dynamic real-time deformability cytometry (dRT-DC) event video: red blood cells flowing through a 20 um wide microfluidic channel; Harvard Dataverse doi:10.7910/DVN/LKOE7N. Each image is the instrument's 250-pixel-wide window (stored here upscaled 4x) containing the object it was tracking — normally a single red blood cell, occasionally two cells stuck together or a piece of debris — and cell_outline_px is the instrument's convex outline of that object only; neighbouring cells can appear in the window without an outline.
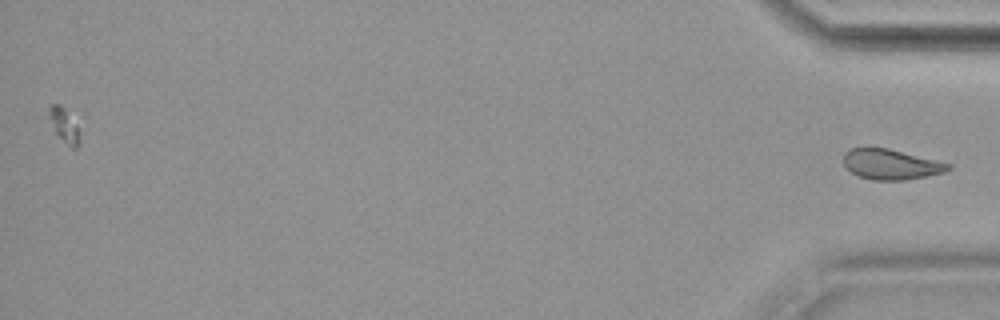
{"species": "common noctule bat (a hibernating species)", "species_latin": "Nyctalus noctula", "temperature_condition": "cold", "stored_images_in_passage": 41, "segment_of_instrument_passage": [2, 2], "camera_frame_rate_fps": 3000, "um_per_image_px": 0.085, "animal": {"sex": "female", "body_mass_g": 19.9}, "frame": {"image": 1, "passage_image": 41, "time_ms": 13.333, "image_size_px": [1000, 320], "cell_outline_px": [[952, 168], [944, 172], [928, 176], [904, 180], [872, 180], [860, 176], [852, 172], [844, 164], [844, 152], [848, 148], [864, 144], [888, 148], [952, 164]], "centroid_in_image_um": [75.68, 13.92], "position_along_channel_um": 359.5, "area_um2": 18.96}}